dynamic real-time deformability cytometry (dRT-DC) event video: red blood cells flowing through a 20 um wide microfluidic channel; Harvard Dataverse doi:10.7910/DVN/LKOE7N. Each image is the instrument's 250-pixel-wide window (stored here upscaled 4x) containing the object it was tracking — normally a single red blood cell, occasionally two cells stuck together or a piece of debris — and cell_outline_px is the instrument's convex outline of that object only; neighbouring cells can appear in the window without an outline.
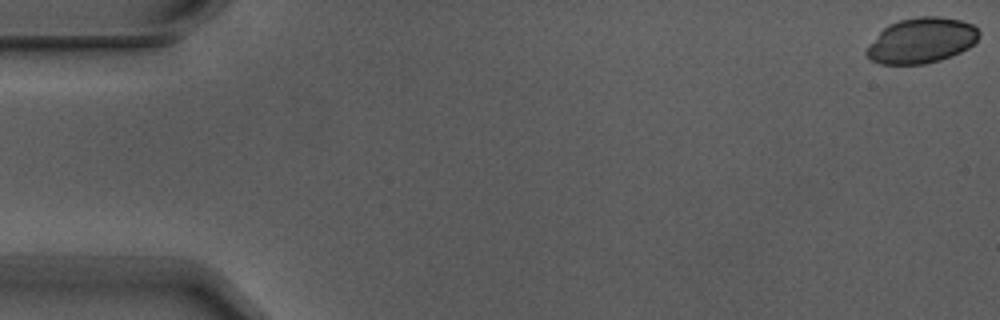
{"species": "Egyptian fruit bat (a non-hibernating species)", "species_latin": "Rousettus aegyptiacus", "temperature_condition": "warm", "stored_images_in_passage": 4, "camera_frame_rate_fps": 3000, "um_per_image_px": 0.085, "animal": {"sex": "male"}, "frame": {"image": 1, "passage_image": 1, "time_ms": 0.0, "image_size_px": [1000, 320], "cell_outline_px": [[980, 36], [968, 48], [952, 56], [940, 60], [924, 64], [880, 64], [872, 60], [864, 52], [868, 44], [888, 24], [900, 20], [916, 16], [940, 16], [960, 20], [972, 24], [980, 32]], "centroid_in_image_um": [78.31, 3.44], "position_along_channel_um": 6.7, "area_um2": 29.82}}